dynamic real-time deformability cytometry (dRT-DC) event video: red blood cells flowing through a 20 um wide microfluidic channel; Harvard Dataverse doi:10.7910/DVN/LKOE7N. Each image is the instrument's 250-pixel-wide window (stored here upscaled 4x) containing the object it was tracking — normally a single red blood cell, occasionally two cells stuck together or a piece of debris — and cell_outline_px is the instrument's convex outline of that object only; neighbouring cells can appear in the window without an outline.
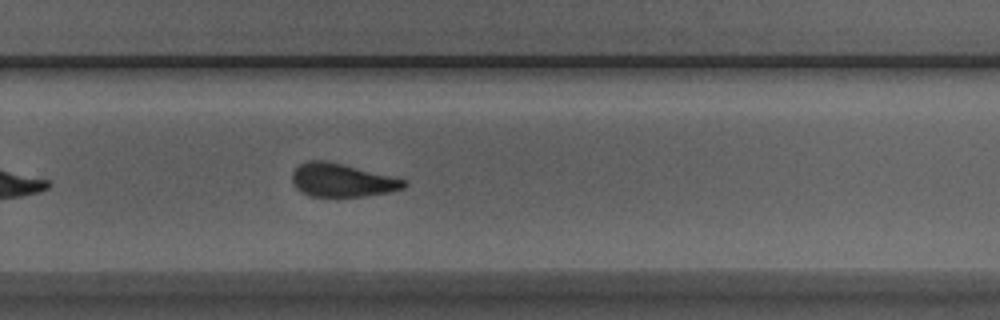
{"species": "Egyptian fruit bat (a non-hibernating species)", "species_latin": "Rousettus aegyptiacus", "temperature_condition": "room temperature", "stored_images_in_passage": 24, "camera_frame_rate_fps": 3000, "um_per_image_px": 0.085, "animal": {"sex": "male"}, "frame": {"image": 1, "passage_image": 21, "time_ms": 6.667, "image_size_px": [1000, 320], "cell_outline_px": [[408, 184], [404, 188], [388, 192], [364, 196], [308, 196], [296, 188], [292, 180], [292, 172], [300, 164], [308, 160], [324, 160], [408, 180]], "centroid_in_image_um": [29.06, 15.32], "position_along_channel_um": 300.7, "area_um2": 21.5}}